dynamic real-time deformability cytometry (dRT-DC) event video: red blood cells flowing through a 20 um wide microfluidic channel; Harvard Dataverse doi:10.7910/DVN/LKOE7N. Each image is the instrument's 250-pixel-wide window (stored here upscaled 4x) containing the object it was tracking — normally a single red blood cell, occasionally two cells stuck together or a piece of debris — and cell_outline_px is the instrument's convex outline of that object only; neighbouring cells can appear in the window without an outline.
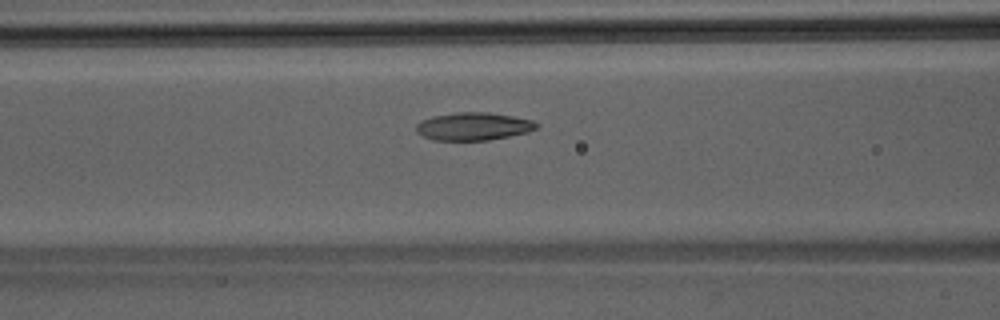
{"species": "Egyptian fruit bat (a non-hibernating species)", "species_latin": "Rousettus aegyptiacus", "temperature_condition": "room temperature", "stored_images_in_passage": 28, "camera_frame_rate_fps": 3000, "um_per_image_px": 0.085, "animal": {"sex": "male"}, "frame": {"image": 1, "passage_image": 7, "time_ms": 2.0, "image_size_px": [1000, 320], "cell_outline_px": [[540, 124], [536, 128], [528, 132], [488, 140], [432, 140], [416, 132], [416, 124], [420, 120], [432, 116], [456, 112], [488, 112], [512, 116], [532, 120]], "centroid_in_image_um": [40.21, 10.73], "position_along_channel_um": 126.4, "area_um2": 19.54}}
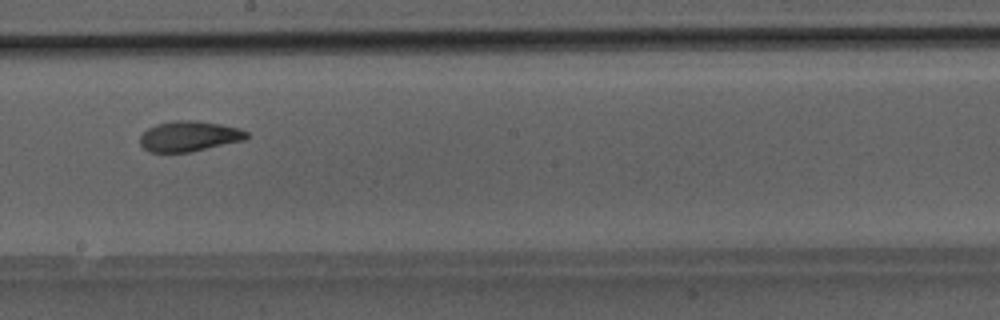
{"frame": {"image": 2, "passage_image": 14, "time_ms": 4.333, "image_size_px": [1000, 320], "cell_outline_px": [[248, 136], [244, 140], [188, 152], [148, 152], [140, 144], [140, 136], [148, 128], [156, 124], [172, 120], [196, 120], [220, 124], [240, 128], [248, 132]], "centroid_in_image_um": [16.06, 11.57], "position_along_channel_um": 232.1, "area_um2": 18.84}}
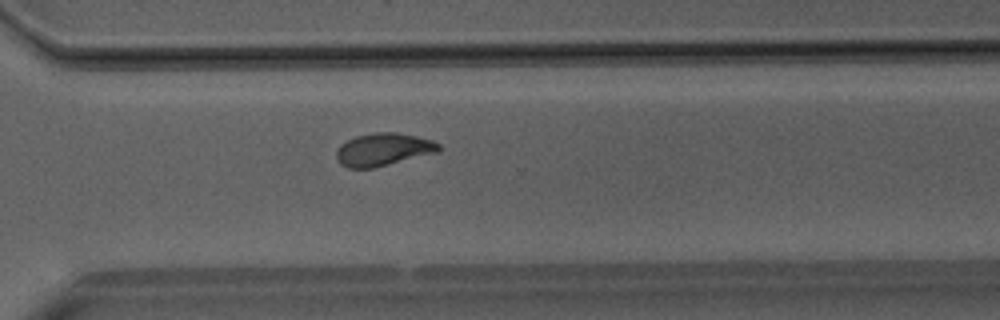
{"frame": {"image": 3, "passage_image": 21, "time_ms": 6.667, "image_size_px": [1000, 320], "cell_outline_px": [[440, 148], [436, 152], [372, 168], [348, 168], [340, 164], [336, 160], [336, 152], [340, 144], [356, 136], [376, 132], [396, 132], [416, 136], [432, 140], [440, 144]], "centroid_in_image_um": [32.53, 12.7], "position_along_channel_um": 338.1, "area_um2": 19.31}}